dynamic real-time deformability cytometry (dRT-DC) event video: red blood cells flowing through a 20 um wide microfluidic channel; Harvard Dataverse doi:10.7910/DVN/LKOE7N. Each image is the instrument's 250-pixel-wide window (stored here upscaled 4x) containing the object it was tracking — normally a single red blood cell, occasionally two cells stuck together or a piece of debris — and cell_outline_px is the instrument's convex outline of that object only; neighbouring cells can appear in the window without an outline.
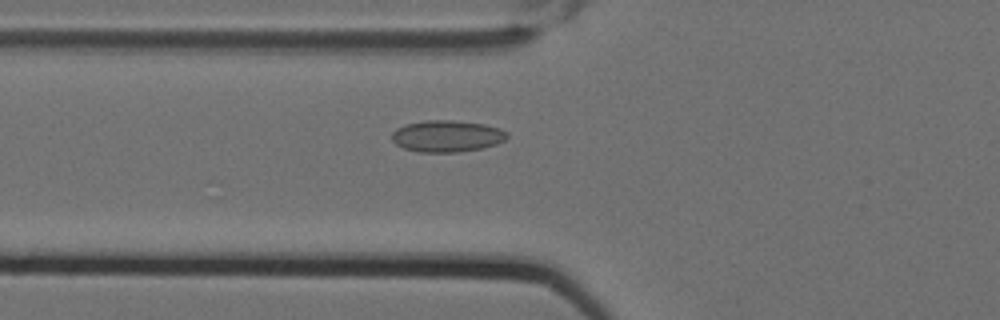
{"species": "Egyptian fruit bat (a non-hibernating species)", "species_latin": "Rousettus aegyptiacus", "temperature_condition": "cold", "stored_images_in_passage": 7, "camera_frame_rate_fps": 3000, "um_per_image_px": 0.085, "animal": {"sex": "female"}, "frame": {"image": 1, "passage_image": 7, "time_ms": 2.0, "image_size_px": [1000, 320], "cell_outline_px": [[508, 136], [504, 140], [496, 144], [480, 148], [456, 152], [420, 152], [404, 148], [396, 144], [392, 140], [392, 132], [396, 128], [404, 124], [424, 120], [452, 120], [484, 124], [500, 128], [508, 132]], "centroid_in_image_um": [37.97, 11.56], "position_along_channel_um": 87.8, "area_um2": 21.27}}